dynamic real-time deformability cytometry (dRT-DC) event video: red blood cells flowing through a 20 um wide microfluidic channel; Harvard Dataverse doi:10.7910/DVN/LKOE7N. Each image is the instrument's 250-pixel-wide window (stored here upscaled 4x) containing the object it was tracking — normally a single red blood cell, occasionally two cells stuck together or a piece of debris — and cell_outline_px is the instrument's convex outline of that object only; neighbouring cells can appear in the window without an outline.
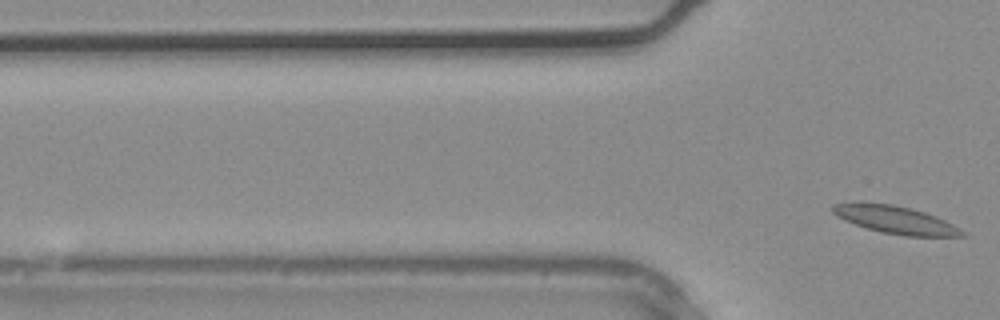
{"species": "common noctule bat (a hibernating species)", "species_latin": "Nyctalus noctula", "temperature_condition": "warm", "stored_images_in_passage": 5, "camera_frame_rate_fps": 3000, "um_per_image_px": 0.085, "animal": {"sex": "male", "body_mass_g": 20.4}, "frame": {"image": 1, "passage_image": 5, "time_ms": 1.333, "image_size_px": [1000, 320], "cell_outline_px": [[964, 236], [904, 236], [884, 232], [868, 228], [844, 220], [836, 216], [828, 208], [832, 204], [848, 200], [864, 200], [892, 204], [924, 212], [936, 216], [952, 224], [964, 232]], "centroid_in_image_um": [75.95, 18.62], "position_along_channel_um": 49.8, "area_um2": 21.27}}